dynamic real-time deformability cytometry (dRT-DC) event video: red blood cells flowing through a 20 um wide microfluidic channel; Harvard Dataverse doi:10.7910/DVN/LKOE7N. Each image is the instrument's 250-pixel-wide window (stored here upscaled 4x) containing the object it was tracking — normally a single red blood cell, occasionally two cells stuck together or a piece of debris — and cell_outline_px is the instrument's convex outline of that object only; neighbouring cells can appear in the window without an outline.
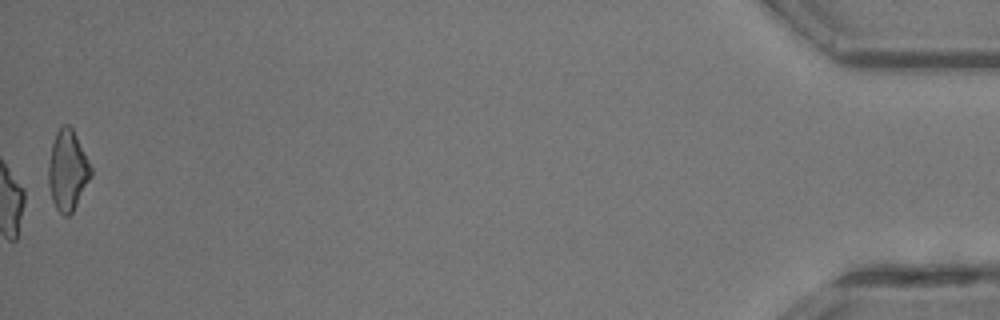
{"species": "common noctule bat (a hibernating species)", "species_latin": "Nyctalus noctula", "temperature_condition": "room temperature", "stored_images_in_passage": 26, "camera_frame_rate_fps": 3000, "um_per_image_px": 0.085, "animal": {"sex": "male", "body_mass_g": 13.3}, "frame": {"image": 1, "passage_image": 26, "time_ms": 8.333, "image_size_px": [1000, 320], "cell_outline_px": [[92, 176], [72, 212], [68, 216], [64, 216], [56, 208], [52, 200], [48, 184], [48, 164], [52, 144], [56, 132], [60, 124], [68, 124], [72, 128], [92, 168]], "centroid_in_image_um": [5.73, 14.47], "position_along_channel_um": 429.5, "area_um2": 19.83}}